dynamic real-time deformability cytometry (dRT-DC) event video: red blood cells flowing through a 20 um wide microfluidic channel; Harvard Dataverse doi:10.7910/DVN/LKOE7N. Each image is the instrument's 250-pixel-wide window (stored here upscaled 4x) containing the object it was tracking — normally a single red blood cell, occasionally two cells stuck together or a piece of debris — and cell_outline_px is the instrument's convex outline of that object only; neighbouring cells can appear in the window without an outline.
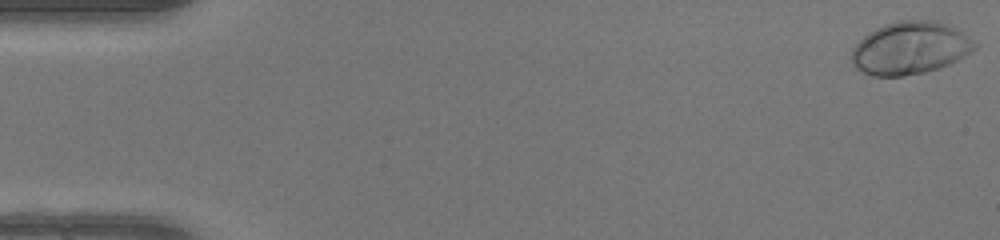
{"species": "human", "species_latin": "Homo sapiens", "temperature_condition": "warm", "stored_images_in_passage": 50, "camera_frame_rate_fps": 3000, "um_per_image_px": 0.085, "donor": {"sex": "female"}, "frame": {"image": 1, "passage_image": 1, "time_ms": 0.0, "image_size_px": [1000, 240], "cell_outline_px": [[980, 44], [976, 48], [964, 56], [940, 68], [924, 72], [904, 76], [872, 76], [856, 68], [852, 64], [852, 48], [868, 32], [884, 24], [900, 20], [936, 20], [960, 32]], "centroid_in_image_um": [77.34, 4.09], "position_along_channel_um": 7.7, "area_um2": 37.57}}
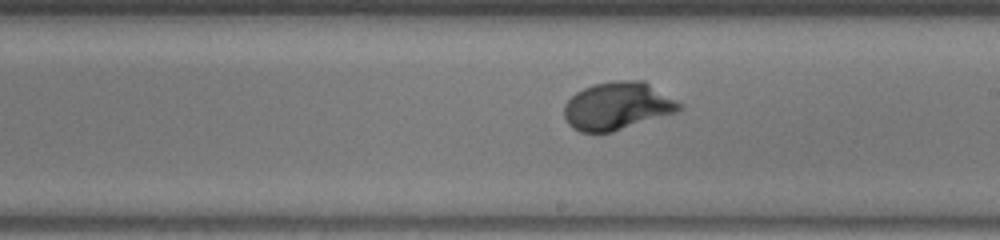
{"frame": {"image": 2, "passage_image": 29, "time_ms": 9.333, "image_size_px": [1000, 240], "cell_outline_px": [[684, 108], [676, 112], [612, 132], [580, 132], [572, 128], [568, 124], [564, 116], [564, 104], [576, 92], [592, 84], [616, 80], [644, 80], [684, 104]], "centroid_in_image_um": [52.49, 9.0], "position_along_channel_um": 236.5, "area_um2": 32.25}}
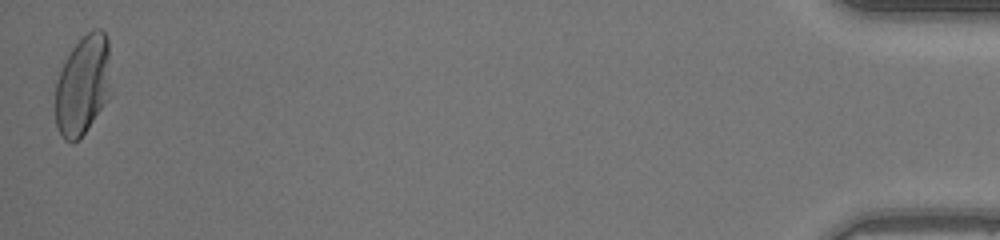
{"frame": {"image": 3, "passage_image": 50, "time_ms": 16.333, "image_size_px": [1000, 240], "cell_outline_px": [[108, 88], [104, 100], [100, 108], [88, 128], [80, 140], [72, 144], [64, 140], [56, 128], [56, 80], [72, 48], [88, 32], [96, 28], [100, 28], [104, 32], [108, 40]], "centroid_in_image_um": [6.98, 7.28], "position_along_channel_um": 428.2, "area_um2": 31.39}, "authors_computed_cell_mechanics": {"area_um2": 31.7611, "velocity_mm_per_s": 4.1404, "shape_relaxation_time_tau1_ms": 3.1618, "shape_relaxation_time_tau2_ms": null, "deformation_change_tau1": 0.2126, "deformation_change_tau2": null}}